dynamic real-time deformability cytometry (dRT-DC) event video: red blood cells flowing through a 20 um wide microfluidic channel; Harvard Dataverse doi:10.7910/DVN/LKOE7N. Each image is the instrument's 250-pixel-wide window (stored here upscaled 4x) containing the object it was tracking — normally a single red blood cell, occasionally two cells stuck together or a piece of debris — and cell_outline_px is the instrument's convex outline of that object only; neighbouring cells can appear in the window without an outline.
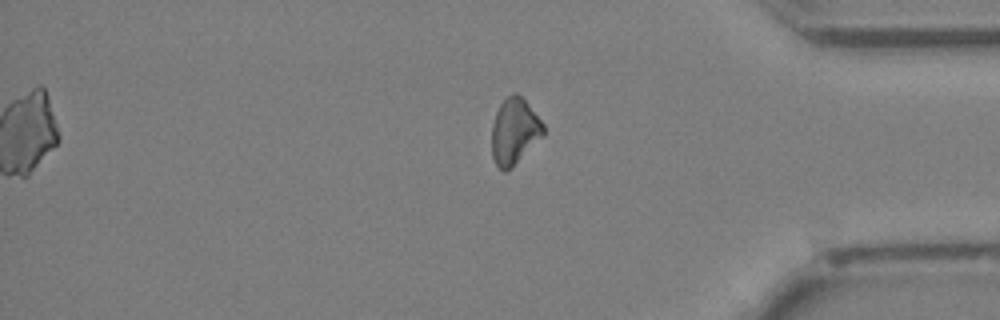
{"species": "Egyptian fruit bat (a non-hibernating species)", "species_latin": "Rousettus aegyptiacus", "temperature_condition": "cold", "stored_images_in_passage": 37, "camera_frame_rate_fps": 3000, "um_per_image_px": 0.085, "animal": {"sex": "female"}, "frame": {"image": 1, "passage_image": 37, "time_ms": 12.0, "image_size_px": [1000, 320], "cell_outline_px": [[544, 136], [512, 168], [504, 172], [496, 164], [492, 156], [492, 124], [496, 112], [500, 104], [512, 92], [516, 92], [528, 104], [544, 124]], "centroid_in_image_um": [43.73, 11.18], "position_along_channel_um": 391.5, "area_um2": 19.94}}